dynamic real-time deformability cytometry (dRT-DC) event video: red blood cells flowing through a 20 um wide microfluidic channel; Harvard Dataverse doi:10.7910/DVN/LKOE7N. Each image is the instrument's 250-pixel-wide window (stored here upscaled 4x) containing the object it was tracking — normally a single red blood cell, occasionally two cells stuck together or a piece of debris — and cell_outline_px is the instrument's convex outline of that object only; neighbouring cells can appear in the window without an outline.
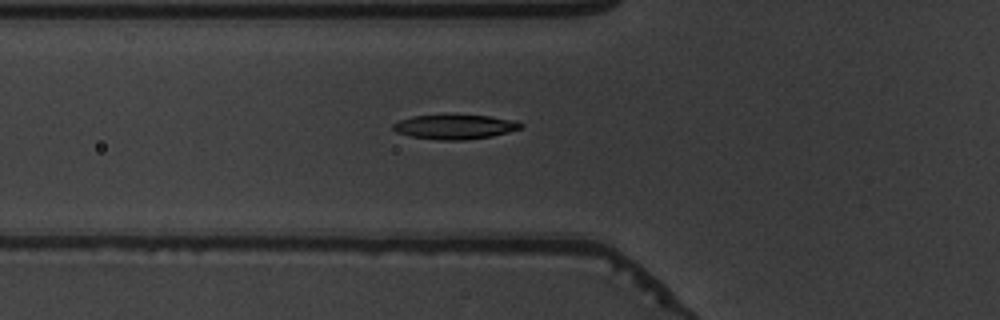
{"species": "common noctule bat (a hibernating species)", "species_latin": "Nyctalus noctula", "temperature_condition": "warm", "stored_images_in_passage": 42, "camera_frame_rate_fps": 3000, "um_per_image_px": 0.085, "animal": {"sex": "male", "body_mass_g": 19.5, "forearm_length_mm": 54.6}, "frame": {"image": 1, "passage_image": 8, "time_ms": 2.333, "image_size_px": [1000, 320], "cell_outline_px": [[524, 124], [520, 128], [508, 132], [492, 136], [464, 140], [440, 140], [412, 136], [396, 132], [392, 128], [392, 124], [400, 120], [412, 116], [444, 112], [452, 112], [488, 116], [516, 120]], "centroid_in_image_um": [38.64, 10.72], "position_along_channel_um": 87.2, "area_um2": 19.07}}
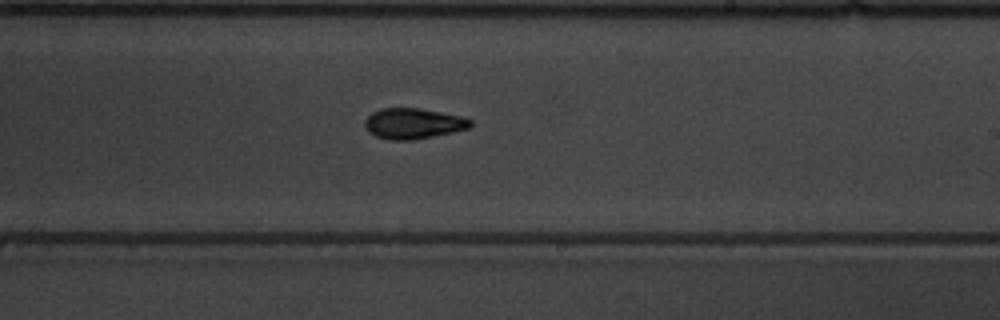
{"frame": {"image": 2, "passage_image": 21, "time_ms": 6.667, "image_size_px": [1000, 320], "cell_outline_px": [[472, 124], [468, 128], [452, 132], [416, 140], [388, 140], [376, 136], [368, 132], [364, 124], [364, 120], [372, 112], [380, 108], [420, 108], [464, 116], [472, 120]], "centroid_in_image_um": [35.12, 10.49], "position_along_channel_um": 253.9, "area_um2": 19.07}}
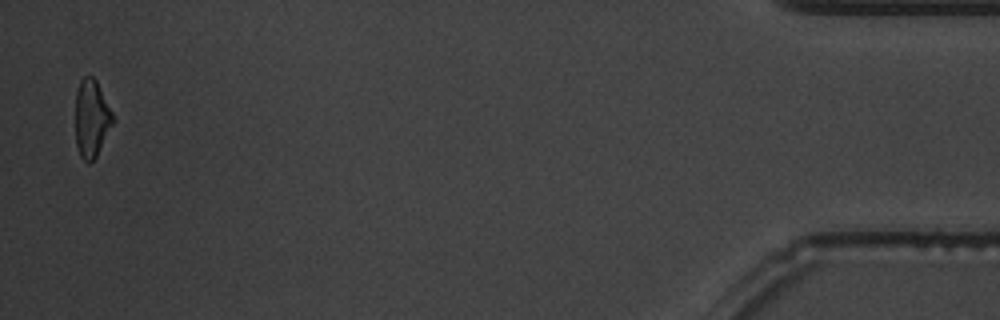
{"frame": {"image": 3, "passage_image": 41, "time_ms": 13.333, "image_size_px": [1000, 320], "cell_outline_px": [[112, 124], [96, 156], [88, 164], [80, 156], [76, 144], [76, 92], [80, 80], [84, 76], [92, 76], [96, 80], [112, 112]], "centroid_in_image_um": [7.75, 10.06], "position_along_channel_um": 427.4, "area_um2": 16.53}, "authors_computed_cell_mechanics": {"area_um2": 18.5538, "velocity_mm_per_s": 3.8412, "shape_relaxation_time_tau1_ms": 3.3739, "shape_relaxation_time_tau2_ms": 3.8344, "deformation_change_tau1": 0.174, "deformation_change_tau2": 0.0661}}